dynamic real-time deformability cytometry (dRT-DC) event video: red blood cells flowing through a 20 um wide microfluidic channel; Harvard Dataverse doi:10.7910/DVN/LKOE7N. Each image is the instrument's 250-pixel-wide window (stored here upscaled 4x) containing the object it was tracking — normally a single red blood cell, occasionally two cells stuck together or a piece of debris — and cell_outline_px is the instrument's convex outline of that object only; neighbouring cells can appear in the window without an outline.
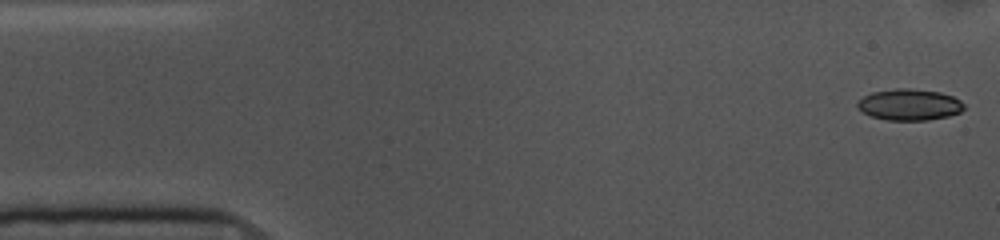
{"species": "common noctule bat (a hibernating species)", "species_latin": "Nyctalus noctula", "temperature_condition": "cold", "stored_images_in_passage": 53, "camera_frame_rate_fps": 3000, "um_per_image_px": 0.085, "animal": {"sex": "female", "body_mass_g": 10.0, "forearm_length_mm": 53.1}, "frame": {"image": 1, "passage_image": 1, "time_ms": 0.0, "image_size_px": [1000, 240], "cell_outline_px": [[964, 108], [960, 112], [948, 116], [928, 120], [888, 120], [872, 116], [864, 112], [856, 104], [864, 96], [872, 92], [896, 88], [912, 88], [940, 92], [952, 96], [960, 100], [964, 104]], "centroid_in_image_um": [77.33, 8.88], "position_along_channel_um": 7.7, "area_um2": 19.31}}
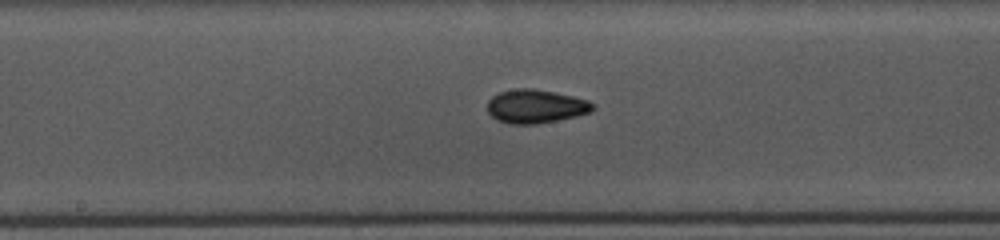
{"frame": {"image": 2, "passage_image": 26, "time_ms": 8.333, "image_size_px": [1000, 240], "cell_outline_px": [[596, 108], [592, 112], [576, 116], [536, 124], [512, 124], [496, 120], [488, 112], [488, 100], [492, 96], [500, 92], [516, 88], [532, 88], [572, 96], [588, 100], [596, 104]], "centroid_in_image_um": [45.55, 9.04], "position_along_channel_um": 202.6, "area_um2": 20.69}}
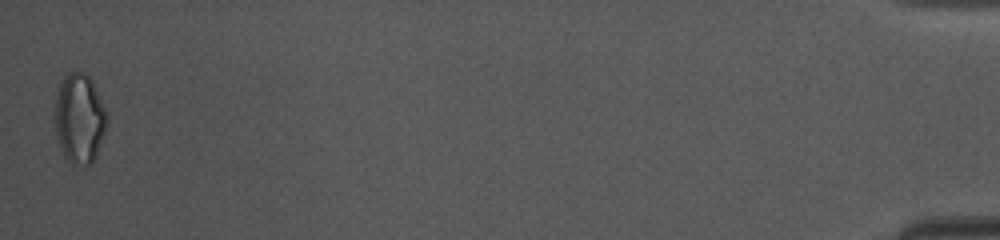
{"frame": {"image": 3, "passage_image": 53, "time_ms": 17.333, "image_size_px": [1000, 240], "cell_outline_px": [[108, 116], [96, 156], [88, 164], [72, 164], [64, 156], [60, 148], [56, 136], [56, 96], [60, 84], [64, 76], [68, 72], [84, 72], [92, 80]], "centroid_in_image_um": [6.74, 10.05], "position_along_channel_um": 428.5, "area_um2": 26.65}, "authors_computed_cell_mechanics": {"area_um2": 19.652, "velocity_mm_per_s": 3.6297, "shape_relaxation_time_tau1_ms": 4.6536, "shape_relaxation_time_tau2_ms": 2.0516, "deformation_change_tau1": 0.1123, "deformation_change_tau2": 0.0607}}